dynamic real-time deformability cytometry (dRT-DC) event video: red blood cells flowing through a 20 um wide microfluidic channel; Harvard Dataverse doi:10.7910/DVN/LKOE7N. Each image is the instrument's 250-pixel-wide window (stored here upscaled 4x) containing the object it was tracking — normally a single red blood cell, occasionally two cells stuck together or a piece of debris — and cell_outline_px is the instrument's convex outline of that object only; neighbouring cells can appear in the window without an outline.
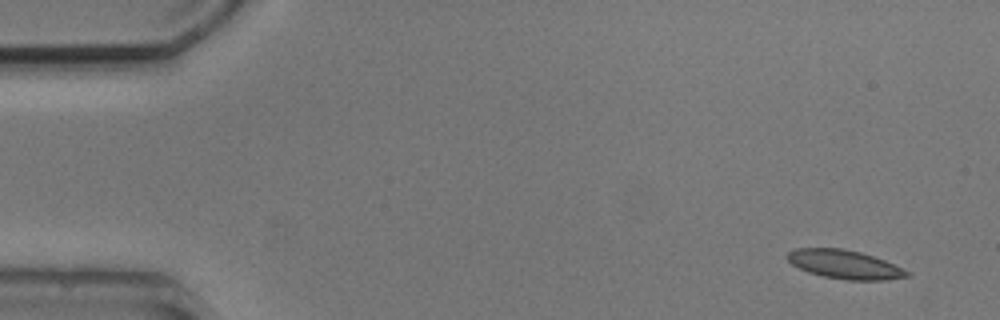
{"species": "common noctule bat (a hibernating species)", "species_latin": "Nyctalus noctula", "temperature_condition": "cold", "stored_images_in_passage": 9, "camera_frame_rate_fps": 3000, "um_per_image_px": 0.085, "animal": {"sex": "male", "body_mass_g": 20.5, "forearm_length_mm": 52.5}, "frame": {"image": 1, "passage_image": 1, "time_ms": 0.0, "image_size_px": [1000, 320], "cell_outline_px": [[912, 276], [884, 280], [848, 280], [824, 276], [808, 272], [792, 264], [784, 256], [792, 248], [844, 248], [860, 252], [884, 260], [908, 272]], "centroid_in_image_um": [71.74, 22.46], "position_along_channel_um": 13.3, "area_um2": 19.88}}
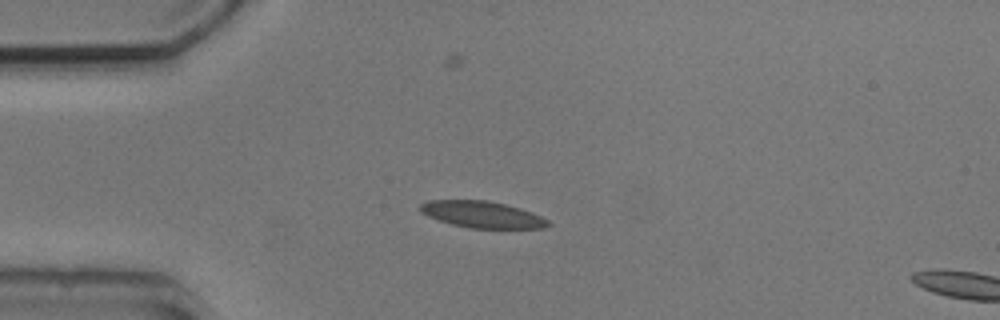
{"frame": {"image": 2, "passage_image": 4, "time_ms": 3.333, "image_size_px": [1000, 320], "cell_outline_px": [[552, 224], [544, 228], [468, 228], [452, 224], [428, 216], [420, 212], [420, 204], [428, 200], [488, 200], [520, 208], [532, 212], [548, 220]], "centroid_in_image_um": [40.99, 18.23], "position_along_channel_um": 44.0, "area_um2": 19.77}}